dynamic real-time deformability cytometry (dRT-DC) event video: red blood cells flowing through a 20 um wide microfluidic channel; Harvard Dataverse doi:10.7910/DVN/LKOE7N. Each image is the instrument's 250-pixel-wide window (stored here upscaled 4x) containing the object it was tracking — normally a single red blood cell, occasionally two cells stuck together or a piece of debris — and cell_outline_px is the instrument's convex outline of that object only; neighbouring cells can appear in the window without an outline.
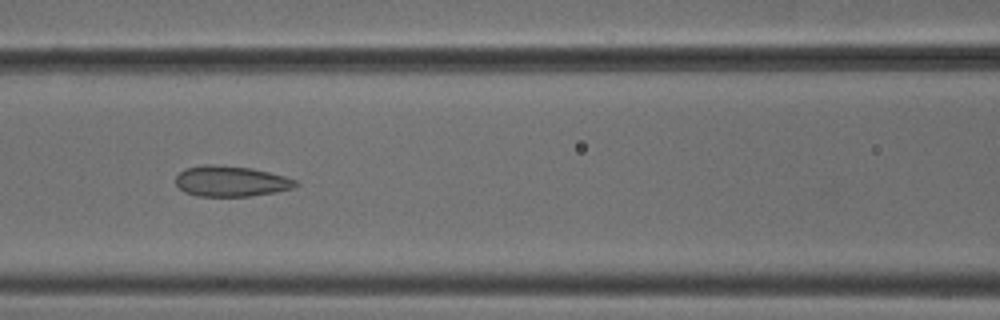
{"species": "common noctule bat (a hibernating species)", "species_latin": "Nyctalus noctula", "temperature_condition": "cold", "stored_images_in_passage": 10, "camera_frame_rate_fps": 3000, "um_per_image_px": 0.085, "animal": {"sex": "male", "body_mass_g": 18.8}, "frame": {"image": 1, "passage_image": 7, "time_ms": 2.0, "image_size_px": [1000, 320], "cell_outline_px": [[300, 184], [292, 188], [276, 192], [248, 196], [196, 196], [184, 192], [176, 184], [176, 176], [184, 168], [204, 164], [216, 164], [252, 168], [284, 176], [296, 180]], "centroid_in_image_um": [19.61, 15.4], "position_along_channel_um": 147.0, "area_um2": 21.5}}
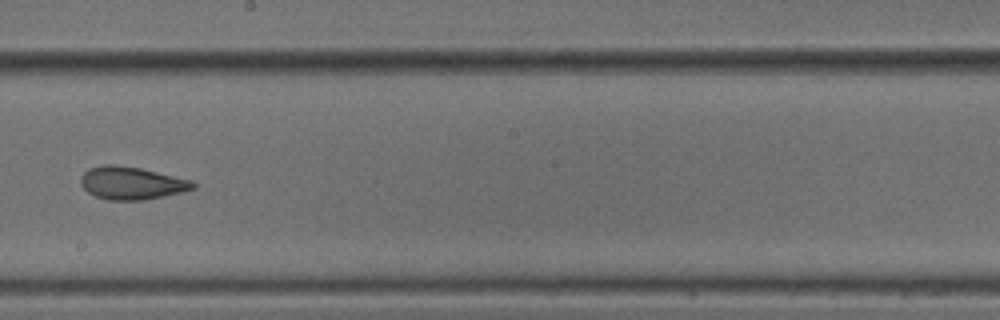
{"frame": {"image": 2, "passage_image": 9, "time_ms": 2.667, "image_size_px": [1000, 320], "cell_outline_px": [[196, 188], [184, 192], [144, 200], [108, 200], [96, 196], [88, 192], [80, 184], [80, 176], [88, 168], [104, 164], [116, 164], [140, 168], [192, 180], [196, 184]], "centroid_in_image_um": [11.18, 15.56], "position_along_channel_um": 237.0, "area_um2": 21.62}}
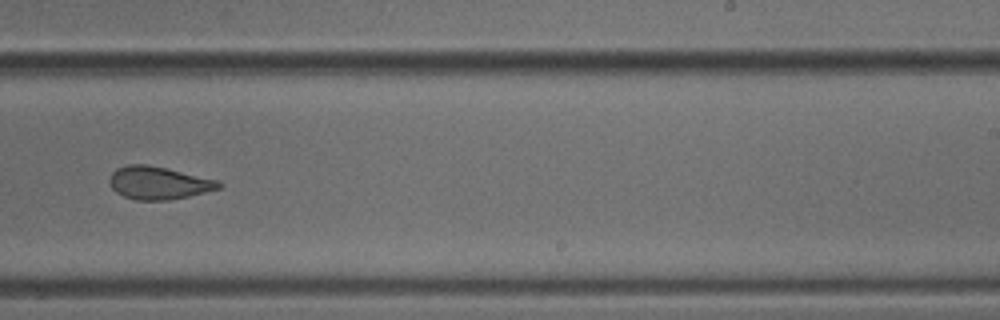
{"frame": {"image": 3, "passage_image": 10, "time_ms": 3.0, "image_size_px": [1000, 320], "cell_outline_px": [[224, 184], [220, 188], [188, 196], [168, 200], [136, 200], [124, 196], [116, 192], [112, 188], [108, 180], [112, 172], [116, 168], [128, 164], [144, 164], [164, 168], [216, 180]], "centroid_in_image_um": [13.43, 15.55], "position_along_channel_um": 275.6, "area_um2": 20.58}}